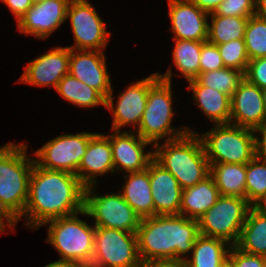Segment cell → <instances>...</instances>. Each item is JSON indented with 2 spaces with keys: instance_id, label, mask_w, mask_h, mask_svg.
<instances>
[{
  "instance_id": "obj_1",
  "label": "cell",
  "mask_w": 266,
  "mask_h": 267,
  "mask_svg": "<svg viewBox=\"0 0 266 267\" xmlns=\"http://www.w3.org/2000/svg\"><path fill=\"white\" fill-rule=\"evenodd\" d=\"M84 190L76 174L45 169L34 162L22 215L26 225L38 229L50 220L80 213L84 210Z\"/></svg>"
},
{
  "instance_id": "obj_2",
  "label": "cell",
  "mask_w": 266,
  "mask_h": 267,
  "mask_svg": "<svg viewBox=\"0 0 266 267\" xmlns=\"http://www.w3.org/2000/svg\"><path fill=\"white\" fill-rule=\"evenodd\" d=\"M136 235L140 260L147 267L155 262L185 261L200 233L196 219L155 215L141 219Z\"/></svg>"
},
{
  "instance_id": "obj_3",
  "label": "cell",
  "mask_w": 266,
  "mask_h": 267,
  "mask_svg": "<svg viewBox=\"0 0 266 267\" xmlns=\"http://www.w3.org/2000/svg\"><path fill=\"white\" fill-rule=\"evenodd\" d=\"M27 145L10 143L0 148V209L14 222L22 218L28 200L29 179L34 158Z\"/></svg>"
},
{
  "instance_id": "obj_4",
  "label": "cell",
  "mask_w": 266,
  "mask_h": 267,
  "mask_svg": "<svg viewBox=\"0 0 266 267\" xmlns=\"http://www.w3.org/2000/svg\"><path fill=\"white\" fill-rule=\"evenodd\" d=\"M154 146V159L177 179L182 189L192 187L210 175V164L197 132L191 131Z\"/></svg>"
},
{
  "instance_id": "obj_5",
  "label": "cell",
  "mask_w": 266,
  "mask_h": 267,
  "mask_svg": "<svg viewBox=\"0 0 266 267\" xmlns=\"http://www.w3.org/2000/svg\"><path fill=\"white\" fill-rule=\"evenodd\" d=\"M159 78L149 87L146 108L136 131L143 139L156 144L162 138L174 140L191 132L189 127L178 130L171 126L174 116L172 108L171 70L164 75L157 73Z\"/></svg>"
},
{
  "instance_id": "obj_6",
  "label": "cell",
  "mask_w": 266,
  "mask_h": 267,
  "mask_svg": "<svg viewBox=\"0 0 266 267\" xmlns=\"http://www.w3.org/2000/svg\"><path fill=\"white\" fill-rule=\"evenodd\" d=\"M254 130L233 124H219L199 135L209 164H247L256 155Z\"/></svg>"
},
{
  "instance_id": "obj_7",
  "label": "cell",
  "mask_w": 266,
  "mask_h": 267,
  "mask_svg": "<svg viewBox=\"0 0 266 267\" xmlns=\"http://www.w3.org/2000/svg\"><path fill=\"white\" fill-rule=\"evenodd\" d=\"M75 213L70 216L50 220L48 243L53 245L61 256V261H71L88 267L94 254L95 226L78 218Z\"/></svg>"
},
{
  "instance_id": "obj_8",
  "label": "cell",
  "mask_w": 266,
  "mask_h": 267,
  "mask_svg": "<svg viewBox=\"0 0 266 267\" xmlns=\"http://www.w3.org/2000/svg\"><path fill=\"white\" fill-rule=\"evenodd\" d=\"M252 206L247 199L220 196L217 202L197 219L200 235L237 244L246 216Z\"/></svg>"
},
{
  "instance_id": "obj_9",
  "label": "cell",
  "mask_w": 266,
  "mask_h": 267,
  "mask_svg": "<svg viewBox=\"0 0 266 267\" xmlns=\"http://www.w3.org/2000/svg\"><path fill=\"white\" fill-rule=\"evenodd\" d=\"M88 267H145L136 233L95 227L94 254Z\"/></svg>"
},
{
  "instance_id": "obj_10",
  "label": "cell",
  "mask_w": 266,
  "mask_h": 267,
  "mask_svg": "<svg viewBox=\"0 0 266 267\" xmlns=\"http://www.w3.org/2000/svg\"><path fill=\"white\" fill-rule=\"evenodd\" d=\"M92 188L93 185L85 187L82 214L94 218L95 227L136 233L141 218L123 199L121 193L97 196L92 194Z\"/></svg>"
},
{
  "instance_id": "obj_11",
  "label": "cell",
  "mask_w": 266,
  "mask_h": 267,
  "mask_svg": "<svg viewBox=\"0 0 266 267\" xmlns=\"http://www.w3.org/2000/svg\"><path fill=\"white\" fill-rule=\"evenodd\" d=\"M94 134L83 132L57 136L33 153L37 157L35 163L45 169L76 174Z\"/></svg>"
},
{
  "instance_id": "obj_12",
  "label": "cell",
  "mask_w": 266,
  "mask_h": 267,
  "mask_svg": "<svg viewBox=\"0 0 266 267\" xmlns=\"http://www.w3.org/2000/svg\"><path fill=\"white\" fill-rule=\"evenodd\" d=\"M66 18L70 20L75 39L70 49L102 51L106 48L111 33L87 0H70Z\"/></svg>"
},
{
  "instance_id": "obj_13",
  "label": "cell",
  "mask_w": 266,
  "mask_h": 267,
  "mask_svg": "<svg viewBox=\"0 0 266 267\" xmlns=\"http://www.w3.org/2000/svg\"><path fill=\"white\" fill-rule=\"evenodd\" d=\"M159 78L157 72L151 76L132 83L127 87L114 107L113 91L106 97V105L114 118L112 123L113 131H121L124 125H134L135 130L139 127L144 110L146 108L149 87Z\"/></svg>"
},
{
  "instance_id": "obj_14",
  "label": "cell",
  "mask_w": 266,
  "mask_h": 267,
  "mask_svg": "<svg viewBox=\"0 0 266 267\" xmlns=\"http://www.w3.org/2000/svg\"><path fill=\"white\" fill-rule=\"evenodd\" d=\"M70 0H43L33 3L17 22L19 33L45 39L66 21Z\"/></svg>"
},
{
  "instance_id": "obj_15",
  "label": "cell",
  "mask_w": 266,
  "mask_h": 267,
  "mask_svg": "<svg viewBox=\"0 0 266 267\" xmlns=\"http://www.w3.org/2000/svg\"><path fill=\"white\" fill-rule=\"evenodd\" d=\"M114 132L109 135L114 172L117 169L121 172L125 170L127 173L146 170L148 164L154 158V153L152 151L144 153V148L151 142L143 139L138 134L135 135L134 131H131V133L125 131Z\"/></svg>"
},
{
  "instance_id": "obj_16",
  "label": "cell",
  "mask_w": 266,
  "mask_h": 267,
  "mask_svg": "<svg viewBox=\"0 0 266 267\" xmlns=\"http://www.w3.org/2000/svg\"><path fill=\"white\" fill-rule=\"evenodd\" d=\"M105 59L103 51L70 49L69 74L106 99L113 89Z\"/></svg>"
},
{
  "instance_id": "obj_17",
  "label": "cell",
  "mask_w": 266,
  "mask_h": 267,
  "mask_svg": "<svg viewBox=\"0 0 266 267\" xmlns=\"http://www.w3.org/2000/svg\"><path fill=\"white\" fill-rule=\"evenodd\" d=\"M70 48L55 47L29 62L19 79L21 83L35 86H53L69 73Z\"/></svg>"
},
{
  "instance_id": "obj_18",
  "label": "cell",
  "mask_w": 266,
  "mask_h": 267,
  "mask_svg": "<svg viewBox=\"0 0 266 267\" xmlns=\"http://www.w3.org/2000/svg\"><path fill=\"white\" fill-rule=\"evenodd\" d=\"M173 39L206 42L208 39V13L191 0H168Z\"/></svg>"
},
{
  "instance_id": "obj_19",
  "label": "cell",
  "mask_w": 266,
  "mask_h": 267,
  "mask_svg": "<svg viewBox=\"0 0 266 267\" xmlns=\"http://www.w3.org/2000/svg\"><path fill=\"white\" fill-rule=\"evenodd\" d=\"M265 119L263 90L245 78L231 96L230 124L255 131Z\"/></svg>"
},
{
  "instance_id": "obj_20",
  "label": "cell",
  "mask_w": 266,
  "mask_h": 267,
  "mask_svg": "<svg viewBox=\"0 0 266 267\" xmlns=\"http://www.w3.org/2000/svg\"><path fill=\"white\" fill-rule=\"evenodd\" d=\"M155 215H180L183 189L177 179L154 158L148 164Z\"/></svg>"
},
{
  "instance_id": "obj_21",
  "label": "cell",
  "mask_w": 266,
  "mask_h": 267,
  "mask_svg": "<svg viewBox=\"0 0 266 267\" xmlns=\"http://www.w3.org/2000/svg\"><path fill=\"white\" fill-rule=\"evenodd\" d=\"M107 172H114L109 135L95 133L90 138L76 176L85 187H88L95 185L98 175H104Z\"/></svg>"
},
{
  "instance_id": "obj_22",
  "label": "cell",
  "mask_w": 266,
  "mask_h": 267,
  "mask_svg": "<svg viewBox=\"0 0 266 267\" xmlns=\"http://www.w3.org/2000/svg\"><path fill=\"white\" fill-rule=\"evenodd\" d=\"M125 184L121 195L141 218L154 216L149 171L129 172L124 176Z\"/></svg>"
},
{
  "instance_id": "obj_23",
  "label": "cell",
  "mask_w": 266,
  "mask_h": 267,
  "mask_svg": "<svg viewBox=\"0 0 266 267\" xmlns=\"http://www.w3.org/2000/svg\"><path fill=\"white\" fill-rule=\"evenodd\" d=\"M194 101L214 125L229 124L231 97L213 88L201 85L196 79L188 81Z\"/></svg>"
},
{
  "instance_id": "obj_24",
  "label": "cell",
  "mask_w": 266,
  "mask_h": 267,
  "mask_svg": "<svg viewBox=\"0 0 266 267\" xmlns=\"http://www.w3.org/2000/svg\"><path fill=\"white\" fill-rule=\"evenodd\" d=\"M220 196L213 177L209 175L194 186L183 189L180 215L187 214V218L197 220L217 202Z\"/></svg>"
},
{
  "instance_id": "obj_25",
  "label": "cell",
  "mask_w": 266,
  "mask_h": 267,
  "mask_svg": "<svg viewBox=\"0 0 266 267\" xmlns=\"http://www.w3.org/2000/svg\"><path fill=\"white\" fill-rule=\"evenodd\" d=\"M210 175L221 196H237L246 199V164H210Z\"/></svg>"
},
{
  "instance_id": "obj_26",
  "label": "cell",
  "mask_w": 266,
  "mask_h": 267,
  "mask_svg": "<svg viewBox=\"0 0 266 267\" xmlns=\"http://www.w3.org/2000/svg\"><path fill=\"white\" fill-rule=\"evenodd\" d=\"M236 246L244 252L266 257L265 215L252 207L249 209Z\"/></svg>"
},
{
  "instance_id": "obj_27",
  "label": "cell",
  "mask_w": 266,
  "mask_h": 267,
  "mask_svg": "<svg viewBox=\"0 0 266 267\" xmlns=\"http://www.w3.org/2000/svg\"><path fill=\"white\" fill-rule=\"evenodd\" d=\"M228 242L219 238L199 235L194 242L192 258H186L188 267H220L221 263L228 256Z\"/></svg>"
},
{
  "instance_id": "obj_28",
  "label": "cell",
  "mask_w": 266,
  "mask_h": 267,
  "mask_svg": "<svg viewBox=\"0 0 266 267\" xmlns=\"http://www.w3.org/2000/svg\"><path fill=\"white\" fill-rule=\"evenodd\" d=\"M56 90L61 97L79 107L91 108L106 105V99L97 90L79 81L69 73L60 80Z\"/></svg>"
},
{
  "instance_id": "obj_29",
  "label": "cell",
  "mask_w": 266,
  "mask_h": 267,
  "mask_svg": "<svg viewBox=\"0 0 266 267\" xmlns=\"http://www.w3.org/2000/svg\"><path fill=\"white\" fill-rule=\"evenodd\" d=\"M175 40L173 63L178 71L187 79L195 80L200 74V54L205 42L193 40Z\"/></svg>"
},
{
  "instance_id": "obj_30",
  "label": "cell",
  "mask_w": 266,
  "mask_h": 267,
  "mask_svg": "<svg viewBox=\"0 0 266 267\" xmlns=\"http://www.w3.org/2000/svg\"><path fill=\"white\" fill-rule=\"evenodd\" d=\"M212 23L208 27L207 41L214 45L244 39L248 19L246 17L217 16L211 13Z\"/></svg>"
},
{
  "instance_id": "obj_31",
  "label": "cell",
  "mask_w": 266,
  "mask_h": 267,
  "mask_svg": "<svg viewBox=\"0 0 266 267\" xmlns=\"http://www.w3.org/2000/svg\"><path fill=\"white\" fill-rule=\"evenodd\" d=\"M244 79V71L227 67L200 73L196 78L201 85L226 93L230 97Z\"/></svg>"
},
{
  "instance_id": "obj_32",
  "label": "cell",
  "mask_w": 266,
  "mask_h": 267,
  "mask_svg": "<svg viewBox=\"0 0 266 267\" xmlns=\"http://www.w3.org/2000/svg\"><path fill=\"white\" fill-rule=\"evenodd\" d=\"M266 193V157L256 155L246 164V199L252 206Z\"/></svg>"
},
{
  "instance_id": "obj_33",
  "label": "cell",
  "mask_w": 266,
  "mask_h": 267,
  "mask_svg": "<svg viewBox=\"0 0 266 267\" xmlns=\"http://www.w3.org/2000/svg\"><path fill=\"white\" fill-rule=\"evenodd\" d=\"M244 41L249 60L266 57V20L255 16L248 19Z\"/></svg>"
},
{
  "instance_id": "obj_34",
  "label": "cell",
  "mask_w": 266,
  "mask_h": 267,
  "mask_svg": "<svg viewBox=\"0 0 266 267\" xmlns=\"http://www.w3.org/2000/svg\"><path fill=\"white\" fill-rule=\"evenodd\" d=\"M217 47L225 67L246 72L250 60L244 39H236Z\"/></svg>"
},
{
  "instance_id": "obj_35",
  "label": "cell",
  "mask_w": 266,
  "mask_h": 267,
  "mask_svg": "<svg viewBox=\"0 0 266 267\" xmlns=\"http://www.w3.org/2000/svg\"><path fill=\"white\" fill-rule=\"evenodd\" d=\"M256 0H224L215 10L217 16L246 17L255 16Z\"/></svg>"
},
{
  "instance_id": "obj_36",
  "label": "cell",
  "mask_w": 266,
  "mask_h": 267,
  "mask_svg": "<svg viewBox=\"0 0 266 267\" xmlns=\"http://www.w3.org/2000/svg\"><path fill=\"white\" fill-rule=\"evenodd\" d=\"M199 62L200 73L214 71L225 67L217 45L211 44L208 41L202 45Z\"/></svg>"
},
{
  "instance_id": "obj_37",
  "label": "cell",
  "mask_w": 266,
  "mask_h": 267,
  "mask_svg": "<svg viewBox=\"0 0 266 267\" xmlns=\"http://www.w3.org/2000/svg\"><path fill=\"white\" fill-rule=\"evenodd\" d=\"M245 78L260 89H266V57L250 60Z\"/></svg>"
},
{
  "instance_id": "obj_38",
  "label": "cell",
  "mask_w": 266,
  "mask_h": 267,
  "mask_svg": "<svg viewBox=\"0 0 266 267\" xmlns=\"http://www.w3.org/2000/svg\"><path fill=\"white\" fill-rule=\"evenodd\" d=\"M228 256L235 262L236 267H266V257L244 252L236 245H230Z\"/></svg>"
},
{
  "instance_id": "obj_39",
  "label": "cell",
  "mask_w": 266,
  "mask_h": 267,
  "mask_svg": "<svg viewBox=\"0 0 266 267\" xmlns=\"http://www.w3.org/2000/svg\"><path fill=\"white\" fill-rule=\"evenodd\" d=\"M5 3L10 11L14 14L17 22L25 14L27 10L33 5L32 0H0Z\"/></svg>"
},
{
  "instance_id": "obj_40",
  "label": "cell",
  "mask_w": 266,
  "mask_h": 267,
  "mask_svg": "<svg viewBox=\"0 0 266 267\" xmlns=\"http://www.w3.org/2000/svg\"><path fill=\"white\" fill-rule=\"evenodd\" d=\"M255 132L260 133L262 136H256V151L257 155L266 157V119L262 124L255 130ZM260 138V139H259Z\"/></svg>"
},
{
  "instance_id": "obj_41",
  "label": "cell",
  "mask_w": 266,
  "mask_h": 267,
  "mask_svg": "<svg viewBox=\"0 0 266 267\" xmlns=\"http://www.w3.org/2000/svg\"><path fill=\"white\" fill-rule=\"evenodd\" d=\"M199 9L208 13H214L224 0H191Z\"/></svg>"
},
{
  "instance_id": "obj_42",
  "label": "cell",
  "mask_w": 266,
  "mask_h": 267,
  "mask_svg": "<svg viewBox=\"0 0 266 267\" xmlns=\"http://www.w3.org/2000/svg\"><path fill=\"white\" fill-rule=\"evenodd\" d=\"M147 267H188L185 261L155 262Z\"/></svg>"
},
{
  "instance_id": "obj_43",
  "label": "cell",
  "mask_w": 266,
  "mask_h": 267,
  "mask_svg": "<svg viewBox=\"0 0 266 267\" xmlns=\"http://www.w3.org/2000/svg\"><path fill=\"white\" fill-rule=\"evenodd\" d=\"M255 15L266 20V0H256Z\"/></svg>"
},
{
  "instance_id": "obj_44",
  "label": "cell",
  "mask_w": 266,
  "mask_h": 267,
  "mask_svg": "<svg viewBox=\"0 0 266 267\" xmlns=\"http://www.w3.org/2000/svg\"><path fill=\"white\" fill-rule=\"evenodd\" d=\"M252 208L266 216V193L252 205Z\"/></svg>"
},
{
  "instance_id": "obj_45",
  "label": "cell",
  "mask_w": 266,
  "mask_h": 267,
  "mask_svg": "<svg viewBox=\"0 0 266 267\" xmlns=\"http://www.w3.org/2000/svg\"><path fill=\"white\" fill-rule=\"evenodd\" d=\"M44 267H85V266H83L82 264L76 263V262L58 260V261L49 263Z\"/></svg>"
},
{
  "instance_id": "obj_46",
  "label": "cell",
  "mask_w": 266,
  "mask_h": 267,
  "mask_svg": "<svg viewBox=\"0 0 266 267\" xmlns=\"http://www.w3.org/2000/svg\"><path fill=\"white\" fill-rule=\"evenodd\" d=\"M4 219H6V222L8 223V226L13 229L15 227L14 222L0 209V232H5V226Z\"/></svg>"
},
{
  "instance_id": "obj_47",
  "label": "cell",
  "mask_w": 266,
  "mask_h": 267,
  "mask_svg": "<svg viewBox=\"0 0 266 267\" xmlns=\"http://www.w3.org/2000/svg\"><path fill=\"white\" fill-rule=\"evenodd\" d=\"M220 267H236V265L235 262L229 256H227L221 263Z\"/></svg>"
},
{
  "instance_id": "obj_48",
  "label": "cell",
  "mask_w": 266,
  "mask_h": 267,
  "mask_svg": "<svg viewBox=\"0 0 266 267\" xmlns=\"http://www.w3.org/2000/svg\"><path fill=\"white\" fill-rule=\"evenodd\" d=\"M263 101H264V107H265V113H266V89H263Z\"/></svg>"
},
{
  "instance_id": "obj_49",
  "label": "cell",
  "mask_w": 266,
  "mask_h": 267,
  "mask_svg": "<svg viewBox=\"0 0 266 267\" xmlns=\"http://www.w3.org/2000/svg\"><path fill=\"white\" fill-rule=\"evenodd\" d=\"M43 0H32L33 3H38V2H41Z\"/></svg>"
}]
</instances>
